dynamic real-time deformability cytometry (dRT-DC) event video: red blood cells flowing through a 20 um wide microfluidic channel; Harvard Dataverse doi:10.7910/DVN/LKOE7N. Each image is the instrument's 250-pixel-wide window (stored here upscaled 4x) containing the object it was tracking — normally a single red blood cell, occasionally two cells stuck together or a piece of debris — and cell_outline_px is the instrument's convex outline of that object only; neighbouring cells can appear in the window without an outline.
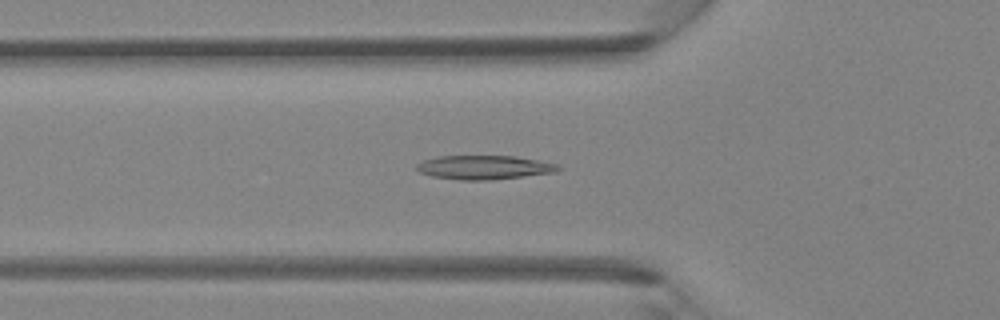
{"species": "Egyptian fruit bat (a non-hibernating species)", "species_latin": "Rousettus aegyptiacus", "temperature_condition": "room temperature", "stored_images_in_passage": 37, "camera_frame_rate_fps": 3000, "um_per_image_px": 0.085, "animal": {"sex": "female"}, "frame": {"image": 1, "passage_image": 8, "time_ms": 2.333, "image_size_px": [1000, 320], "cell_outline_px": [[560, 168], [556, 172], [492, 180], [460, 180], [432, 176], [420, 172], [416, 168], [416, 164], [424, 160], [436, 156], [516, 156], [556, 164]], "centroid_in_image_um": [41.12, 14.23], "position_along_channel_um": 84.7, "area_um2": 19.65}}
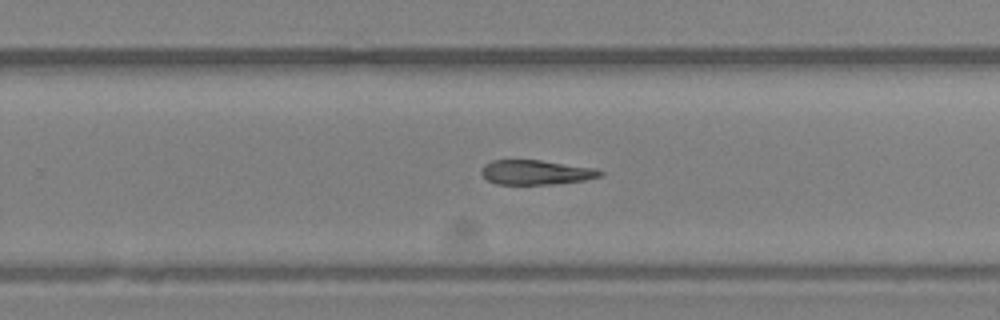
{"frame": {"image": 2, "passage_image": 21, "time_ms": 6.667, "image_size_px": [1000, 320], "cell_outline_px": [[604, 176], [584, 180], [552, 184], [496, 184], [488, 180], [480, 172], [480, 168], [484, 164], [492, 160], [540, 160], [596, 168], [604, 172]], "centroid_in_image_um": [45.57, 14.64], "position_along_channel_um": 284.2, "area_um2": 17.11}}
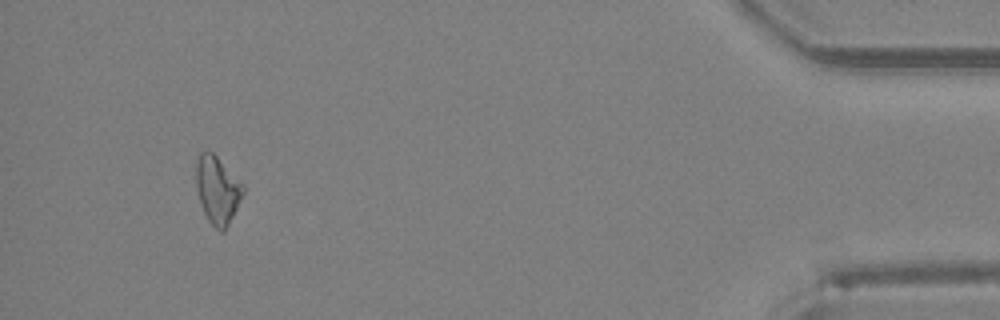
{"frame": {"image": 3, "passage_image": 34, "time_ms": 11.0, "image_size_px": [1000, 320], "cell_outline_px": [[244, 192], [224, 232], [220, 232], [208, 220], [204, 212], [196, 188], [196, 160], [200, 152], [212, 152], [244, 184]], "centroid_in_image_um": [18.48, 16.13], "position_along_channel_um": 416.7, "area_um2": 18.21}}